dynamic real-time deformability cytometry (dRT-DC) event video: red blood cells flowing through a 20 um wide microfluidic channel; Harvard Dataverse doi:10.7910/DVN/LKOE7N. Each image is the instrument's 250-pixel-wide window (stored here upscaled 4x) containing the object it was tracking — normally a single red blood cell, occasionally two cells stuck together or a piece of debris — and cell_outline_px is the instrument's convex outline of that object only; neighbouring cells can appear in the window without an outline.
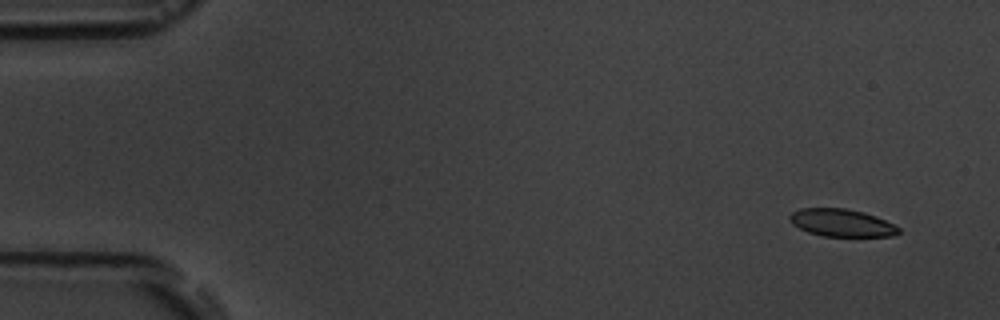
{"species": "common noctule bat (a hibernating species)", "species_latin": "Nyctalus noctula", "temperature_condition": "room temperature", "stored_images_in_passage": 8, "camera_frame_rate_fps": 3000, "um_per_image_px": 0.085, "animal": {"sex": "male", "body_mass_g": 19.5, "forearm_length_mm": 54.6}, "frame": {"image": 1, "passage_image": 2, "time_ms": 1.0, "image_size_px": [1000, 320], "cell_outline_px": [[900, 232], [892, 236], [824, 236], [808, 232], [792, 224], [788, 216], [792, 212], [800, 208], [844, 208], [864, 212], [876, 216], [900, 228]], "centroid_in_image_um": [71.52, 18.93], "position_along_channel_um": 13.5, "area_um2": 17.4}}
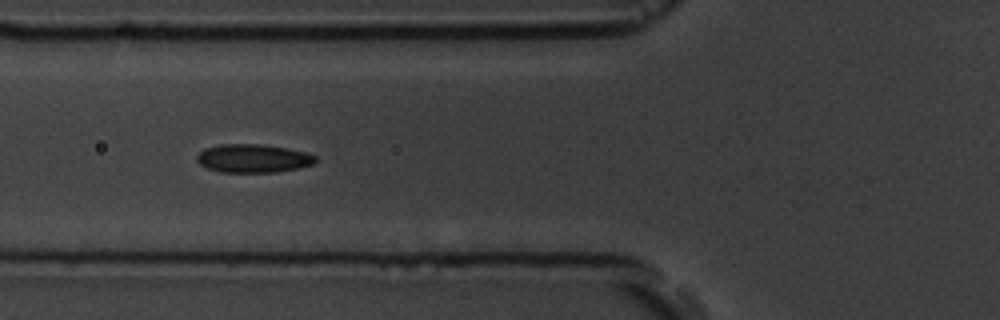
{"frame": {"image": 2, "passage_image": 7, "time_ms": 6.667, "image_size_px": [1000, 320], "cell_outline_px": [[316, 164], [276, 172], [220, 172], [208, 168], [200, 164], [196, 160], [196, 156], [204, 148], [220, 144], [260, 144], [284, 148], [304, 152], [316, 156]], "centroid_in_image_um": [21.49, 13.46], "position_along_channel_um": 104.3, "area_um2": 19.54}}
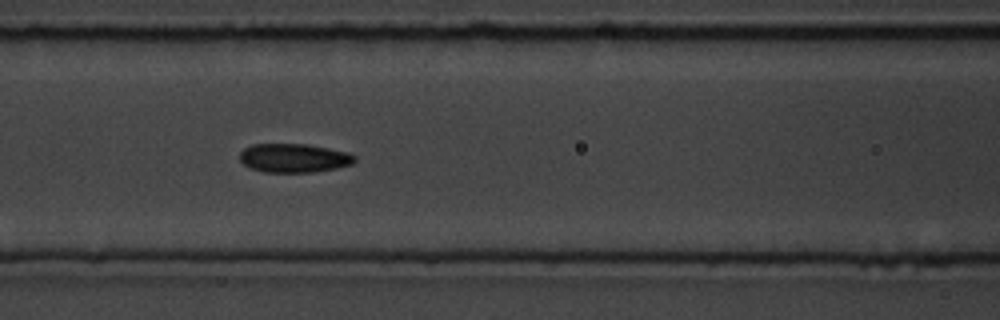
{"frame": {"image": 3, "passage_image": 8, "time_ms": 7.667, "image_size_px": [1000, 320], "cell_outline_px": [[356, 160], [352, 164], [336, 168], [316, 172], [264, 172], [252, 168], [244, 164], [240, 160], [240, 152], [244, 148], [252, 144], [308, 144], [348, 152], [356, 156]], "centroid_in_image_um": [25.0, 13.43], "position_along_channel_um": 141.6, "area_um2": 19.36}}